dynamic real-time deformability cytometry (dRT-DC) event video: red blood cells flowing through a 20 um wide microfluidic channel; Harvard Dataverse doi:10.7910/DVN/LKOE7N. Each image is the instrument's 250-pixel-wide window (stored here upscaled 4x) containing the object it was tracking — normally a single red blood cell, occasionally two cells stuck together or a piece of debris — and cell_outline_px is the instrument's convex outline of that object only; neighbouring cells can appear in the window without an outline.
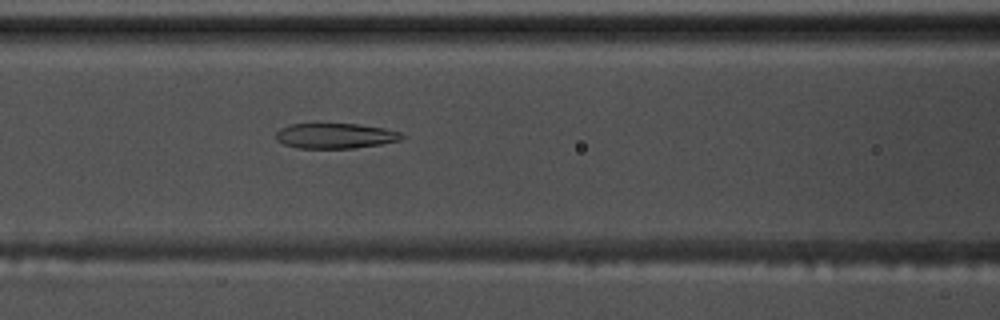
{"species": "common noctule bat (a hibernating species)", "species_latin": "Nyctalus noctula", "temperature_condition": "warm", "stored_images_in_passage": 49, "camera_frame_rate_fps": 3000, "um_per_image_px": 0.085, "animal": {"sex": "male", "body_mass_g": 17.5, "forearm_length_mm": 52.3}, "frame": {"image": 1, "passage_image": 24, "time_ms": 7.667, "image_size_px": [1000, 320], "cell_outline_px": [[404, 136], [400, 140], [380, 144], [356, 148], [296, 148], [284, 144], [276, 140], [276, 132], [280, 128], [288, 124], [360, 124], [384, 128], [400, 132]], "centroid_in_image_um": [28.47, 11.54], "position_along_channel_um": 138.1, "area_um2": 18.55}}
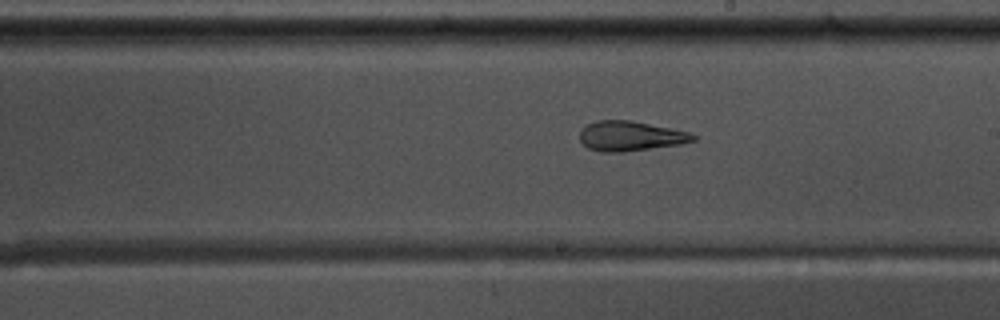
{"frame": {"image": 2, "passage_image": 32, "time_ms": 10.333, "image_size_px": [1000, 320], "cell_outline_px": [[696, 140], [680, 144], [624, 152], [600, 152], [588, 148], [580, 140], [580, 128], [596, 120], [632, 120], [688, 132], [696, 136]], "centroid_in_image_um": [53.55, 11.56], "position_along_channel_um": 235.5, "area_um2": 19.71}}
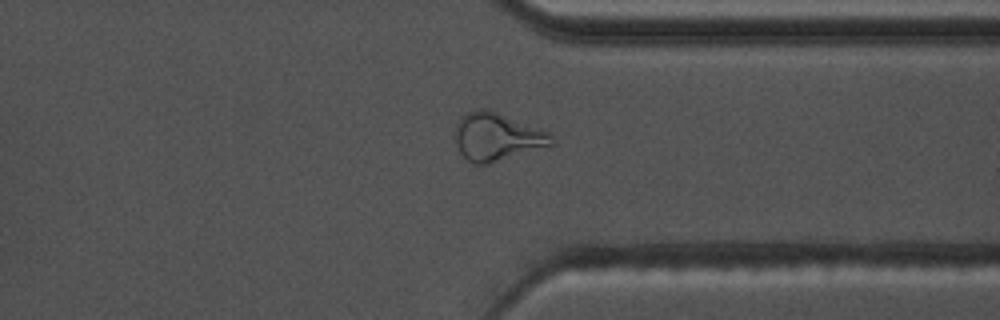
{"frame": {"image": 3, "passage_image": 43, "time_ms": 14.0, "image_size_px": [1000, 320], "cell_outline_px": [[556, 144], [488, 164], [472, 164], [460, 152], [456, 144], [456, 120], [460, 116], [468, 112], [480, 108], [488, 108], [552, 132]], "centroid_in_image_um": [42.28, 11.61], "position_along_channel_um": 369.1, "area_um2": 27.34}, "authors_computed_cell_mechanics": {"area_um2": 21.0392, "velocity_mm_per_s": 3.6697, "shape_relaxation_time_tau1_ms": null, "shape_relaxation_time_tau2_ms": 2.3007, "deformation_change_tau1": null, "deformation_change_tau2": 0.1112}}